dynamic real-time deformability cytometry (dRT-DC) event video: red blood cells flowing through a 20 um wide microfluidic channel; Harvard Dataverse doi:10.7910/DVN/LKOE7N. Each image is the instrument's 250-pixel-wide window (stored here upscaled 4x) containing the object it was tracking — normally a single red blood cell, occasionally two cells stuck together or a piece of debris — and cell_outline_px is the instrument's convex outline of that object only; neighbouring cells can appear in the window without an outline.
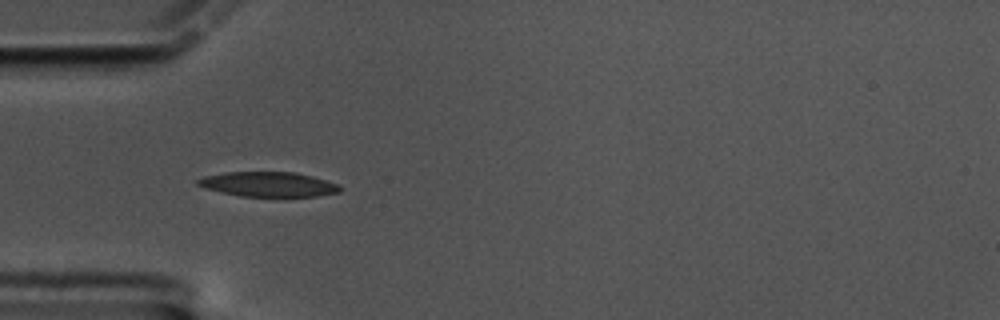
{"species": "common noctule bat (a hibernating species)", "species_latin": "Nyctalus noctula", "temperature_condition": "cold", "stored_images_in_passage": 43, "camera_frame_rate_fps": 3000, "um_per_image_px": 0.085, "animal": {"sex": "male", "body_mass_g": 17.5, "forearm_length_mm": 52.3}, "frame": {"image": 1, "passage_image": 1, "time_ms": 0.0, "image_size_px": [1000, 320], "cell_outline_px": [[340, 192], [316, 196], [240, 196], [220, 192], [204, 188], [196, 184], [196, 180], [204, 176], [224, 172], [296, 172], [312, 176], [340, 184]], "centroid_in_image_um": [22.79, 15.66], "position_along_channel_um": 62.2, "area_um2": 20.58}}
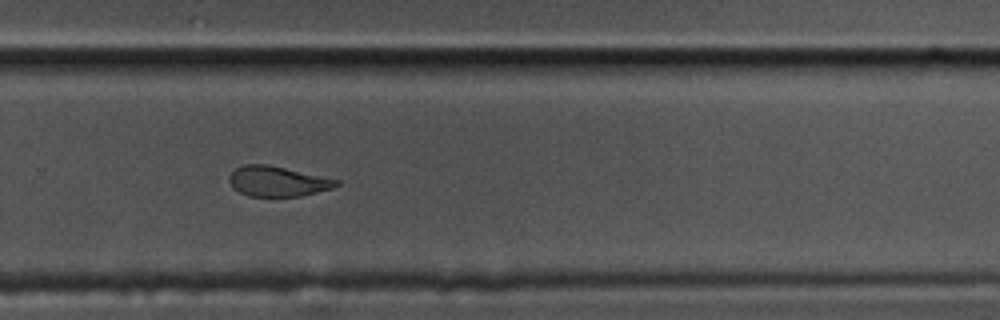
{"frame": {"image": 2, "passage_image": 23, "time_ms": 7.333, "image_size_px": [1000, 320], "cell_outline_px": [[340, 184], [332, 188], [300, 196], [248, 196], [240, 192], [228, 180], [228, 176], [236, 168], [244, 164], [268, 164], [340, 180]], "centroid_in_image_um": [23.6, 15.4], "position_along_channel_um": 306.2, "area_um2": 18.67}}
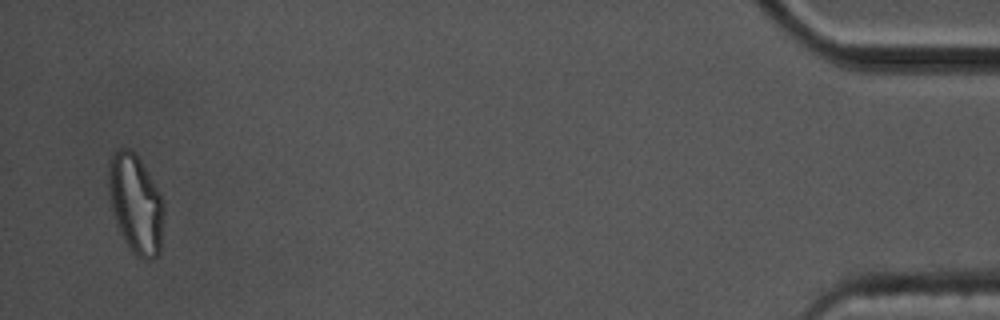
{"frame": {"image": 3, "passage_image": 41, "time_ms": 13.333, "image_size_px": [1000, 320], "cell_outline_px": [[164, 212], [160, 252], [152, 260], [144, 260], [136, 256], [132, 252], [120, 232], [116, 224], [112, 208], [108, 184], [108, 168], [112, 152], [120, 148], [132, 148], [136, 152], [160, 192], [164, 204]], "centroid_in_image_um": [11.55, 17.31], "position_along_channel_um": 423.7, "area_um2": 32.25}, "authors_computed_cell_mechanics": {"area_um2": 20.7502, "velocity_mm_per_s": 3.3531, "shape_relaxation_time_tau1_ms": 7.93, "shape_relaxation_time_tau2_ms": 3.9524, "deformation_change_tau1": 0.2063, "deformation_change_tau2": 0.1143}}